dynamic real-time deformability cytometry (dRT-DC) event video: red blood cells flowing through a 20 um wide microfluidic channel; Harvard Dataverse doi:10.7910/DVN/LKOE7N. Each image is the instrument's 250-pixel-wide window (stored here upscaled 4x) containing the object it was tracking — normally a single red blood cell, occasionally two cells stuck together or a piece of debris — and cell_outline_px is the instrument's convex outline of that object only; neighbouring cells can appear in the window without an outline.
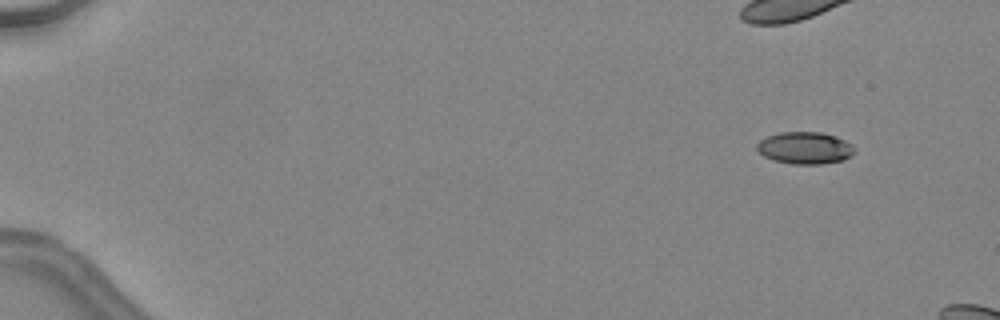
{"species": "common noctule bat (a hibernating species)", "species_latin": "Nyctalus noctula", "temperature_condition": "warm", "stored_images_in_passage": 13, "camera_frame_rate_fps": 3000, "um_per_image_px": 0.085, "animal": {"sex": "female", "body_mass_g": 24.6, "forearm_length_mm": 56.2}, "frame": {"image": 1, "passage_image": 6, "time_ms": 1.667, "image_size_px": [1000, 320], "cell_outline_px": [[856, 148], [852, 156], [844, 160], [820, 164], [792, 164], [772, 160], [764, 156], [756, 148], [756, 144], [760, 140], [768, 136], [780, 132], [820, 132], [844, 140], [852, 144]], "centroid_in_image_um": [68.42, 12.58], "position_along_channel_um": 16.6, "area_um2": 18.26}}